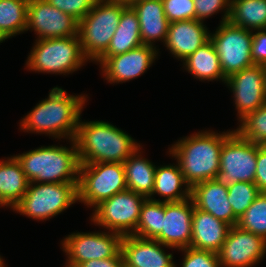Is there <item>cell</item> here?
I'll return each mask as SVG.
<instances>
[{"label": "cell", "instance_id": "1", "mask_svg": "<svg viewBox=\"0 0 266 267\" xmlns=\"http://www.w3.org/2000/svg\"><path fill=\"white\" fill-rule=\"evenodd\" d=\"M85 101L84 95H68L62 88L54 87L47 99L39 101L21 120L20 128L24 132L47 134L58 139H74Z\"/></svg>", "mask_w": 266, "mask_h": 267}, {"label": "cell", "instance_id": "2", "mask_svg": "<svg viewBox=\"0 0 266 267\" xmlns=\"http://www.w3.org/2000/svg\"><path fill=\"white\" fill-rule=\"evenodd\" d=\"M74 140L81 164L124 163L140 148L130 135L105 121L79 120Z\"/></svg>", "mask_w": 266, "mask_h": 267}, {"label": "cell", "instance_id": "3", "mask_svg": "<svg viewBox=\"0 0 266 267\" xmlns=\"http://www.w3.org/2000/svg\"><path fill=\"white\" fill-rule=\"evenodd\" d=\"M199 131L178 140L169 154L176 158L185 181L190 187L196 183L214 179L220 169V152L223 141L231 133Z\"/></svg>", "mask_w": 266, "mask_h": 267}, {"label": "cell", "instance_id": "4", "mask_svg": "<svg viewBox=\"0 0 266 267\" xmlns=\"http://www.w3.org/2000/svg\"><path fill=\"white\" fill-rule=\"evenodd\" d=\"M70 141L71 148L61 145L41 146L14 157L20 163L29 182H79L81 163L75 140Z\"/></svg>", "mask_w": 266, "mask_h": 267}, {"label": "cell", "instance_id": "5", "mask_svg": "<svg viewBox=\"0 0 266 267\" xmlns=\"http://www.w3.org/2000/svg\"><path fill=\"white\" fill-rule=\"evenodd\" d=\"M26 66L30 71L69 74L89 61L83 54L78 35L36 39L29 53Z\"/></svg>", "mask_w": 266, "mask_h": 267}, {"label": "cell", "instance_id": "6", "mask_svg": "<svg viewBox=\"0 0 266 267\" xmlns=\"http://www.w3.org/2000/svg\"><path fill=\"white\" fill-rule=\"evenodd\" d=\"M126 6L97 0L89 13L78 22V36L87 59L96 62L107 51Z\"/></svg>", "mask_w": 266, "mask_h": 267}, {"label": "cell", "instance_id": "7", "mask_svg": "<svg viewBox=\"0 0 266 267\" xmlns=\"http://www.w3.org/2000/svg\"><path fill=\"white\" fill-rule=\"evenodd\" d=\"M78 183L29 182L25 195L13 210L37 221L47 220L78 201Z\"/></svg>", "mask_w": 266, "mask_h": 267}, {"label": "cell", "instance_id": "8", "mask_svg": "<svg viewBox=\"0 0 266 267\" xmlns=\"http://www.w3.org/2000/svg\"><path fill=\"white\" fill-rule=\"evenodd\" d=\"M128 189L123 163H88L80 165L78 202L94 208L102 201Z\"/></svg>", "mask_w": 266, "mask_h": 267}, {"label": "cell", "instance_id": "9", "mask_svg": "<svg viewBox=\"0 0 266 267\" xmlns=\"http://www.w3.org/2000/svg\"><path fill=\"white\" fill-rule=\"evenodd\" d=\"M257 151L258 144L232 131L223 141L220 169L214 180L227 187L235 182L255 183Z\"/></svg>", "mask_w": 266, "mask_h": 267}, {"label": "cell", "instance_id": "10", "mask_svg": "<svg viewBox=\"0 0 266 267\" xmlns=\"http://www.w3.org/2000/svg\"><path fill=\"white\" fill-rule=\"evenodd\" d=\"M146 199L141 194L126 189L97 205L91 221L110 232L120 233L123 236L132 235Z\"/></svg>", "mask_w": 266, "mask_h": 267}, {"label": "cell", "instance_id": "11", "mask_svg": "<svg viewBox=\"0 0 266 267\" xmlns=\"http://www.w3.org/2000/svg\"><path fill=\"white\" fill-rule=\"evenodd\" d=\"M210 40L226 78L254 65L251 58V30L237 27L227 21L221 23L215 33H210Z\"/></svg>", "mask_w": 266, "mask_h": 267}, {"label": "cell", "instance_id": "12", "mask_svg": "<svg viewBox=\"0 0 266 267\" xmlns=\"http://www.w3.org/2000/svg\"><path fill=\"white\" fill-rule=\"evenodd\" d=\"M123 235L110 232L72 233L62 242L68 261L81 264L93 259L115 257L121 251Z\"/></svg>", "mask_w": 266, "mask_h": 267}, {"label": "cell", "instance_id": "13", "mask_svg": "<svg viewBox=\"0 0 266 267\" xmlns=\"http://www.w3.org/2000/svg\"><path fill=\"white\" fill-rule=\"evenodd\" d=\"M34 30L37 39L78 35V21L46 0H29L26 30Z\"/></svg>", "mask_w": 266, "mask_h": 267}, {"label": "cell", "instance_id": "14", "mask_svg": "<svg viewBox=\"0 0 266 267\" xmlns=\"http://www.w3.org/2000/svg\"><path fill=\"white\" fill-rule=\"evenodd\" d=\"M266 254V240L254 233L232 226L218 252L221 267H252Z\"/></svg>", "mask_w": 266, "mask_h": 267}, {"label": "cell", "instance_id": "15", "mask_svg": "<svg viewBox=\"0 0 266 267\" xmlns=\"http://www.w3.org/2000/svg\"><path fill=\"white\" fill-rule=\"evenodd\" d=\"M233 92L239 121L266 103V81L262 65H253L230 75L226 82Z\"/></svg>", "mask_w": 266, "mask_h": 267}, {"label": "cell", "instance_id": "16", "mask_svg": "<svg viewBox=\"0 0 266 267\" xmlns=\"http://www.w3.org/2000/svg\"><path fill=\"white\" fill-rule=\"evenodd\" d=\"M193 212L191 197L179 202H164L162 231L155 240L178 250L190 247Z\"/></svg>", "mask_w": 266, "mask_h": 267}, {"label": "cell", "instance_id": "17", "mask_svg": "<svg viewBox=\"0 0 266 267\" xmlns=\"http://www.w3.org/2000/svg\"><path fill=\"white\" fill-rule=\"evenodd\" d=\"M156 47L142 45L128 52L108 57L100 66L108 82L120 83L141 76L158 55Z\"/></svg>", "mask_w": 266, "mask_h": 267}, {"label": "cell", "instance_id": "18", "mask_svg": "<svg viewBox=\"0 0 266 267\" xmlns=\"http://www.w3.org/2000/svg\"><path fill=\"white\" fill-rule=\"evenodd\" d=\"M162 247L172 248L154 239L125 235L121 242L124 267H176L172 253Z\"/></svg>", "mask_w": 266, "mask_h": 267}, {"label": "cell", "instance_id": "19", "mask_svg": "<svg viewBox=\"0 0 266 267\" xmlns=\"http://www.w3.org/2000/svg\"><path fill=\"white\" fill-rule=\"evenodd\" d=\"M209 39L210 33L202 21L181 20L169 24L164 45L174 57L184 61Z\"/></svg>", "mask_w": 266, "mask_h": 267}, {"label": "cell", "instance_id": "20", "mask_svg": "<svg viewBox=\"0 0 266 267\" xmlns=\"http://www.w3.org/2000/svg\"><path fill=\"white\" fill-rule=\"evenodd\" d=\"M191 199L194 206L212 214L231 227L236 226L238 219L234 216L232 206L228 201V187L214 179L196 183L191 187Z\"/></svg>", "mask_w": 266, "mask_h": 267}, {"label": "cell", "instance_id": "21", "mask_svg": "<svg viewBox=\"0 0 266 267\" xmlns=\"http://www.w3.org/2000/svg\"><path fill=\"white\" fill-rule=\"evenodd\" d=\"M230 227L224 221L194 206L190 247L218 253Z\"/></svg>", "mask_w": 266, "mask_h": 267}, {"label": "cell", "instance_id": "22", "mask_svg": "<svg viewBox=\"0 0 266 267\" xmlns=\"http://www.w3.org/2000/svg\"><path fill=\"white\" fill-rule=\"evenodd\" d=\"M130 6L138 16L143 45L155 47L156 40L165 43L170 22L164 13L163 1L135 0Z\"/></svg>", "mask_w": 266, "mask_h": 267}, {"label": "cell", "instance_id": "23", "mask_svg": "<svg viewBox=\"0 0 266 267\" xmlns=\"http://www.w3.org/2000/svg\"><path fill=\"white\" fill-rule=\"evenodd\" d=\"M142 45L138 16L133 8L127 5L122 10L120 22L107 51L96 62L101 65L108 57L128 52Z\"/></svg>", "mask_w": 266, "mask_h": 267}, {"label": "cell", "instance_id": "24", "mask_svg": "<svg viewBox=\"0 0 266 267\" xmlns=\"http://www.w3.org/2000/svg\"><path fill=\"white\" fill-rule=\"evenodd\" d=\"M20 163L13 156L0 160V206L13 208L20 202L28 188Z\"/></svg>", "mask_w": 266, "mask_h": 267}, {"label": "cell", "instance_id": "25", "mask_svg": "<svg viewBox=\"0 0 266 267\" xmlns=\"http://www.w3.org/2000/svg\"><path fill=\"white\" fill-rule=\"evenodd\" d=\"M155 194L165 197L164 202H179L191 197V187L185 181L178 162L156 167L154 189L148 199L153 200Z\"/></svg>", "mask_w": 266, "mask_h": 267}, {"label": "cell", "instance_id": "26", "mask_svg": "<svg viewBox=\"0 0 266 267\" xmlns=\"http://www.w3.org/2000/svg\"><path fill=\"white\" fill-rule=\"evenodd\" d=\"M138 148L123 163L127 188L149 198L154 189L156 166L142 158Z\"/></svg>", "mask_w": 266, "mask_h": 267}, {"label": "cell", "instance_id": "27", "mask_svg": "<svg viewBox=\"0 0 266 267\" xmlns=\"http://www.w3.org/2000/svg\"><path fill=\"white\" fill-rule=\"evenodd\" d=\"M182 62L185 70L187 69L186 71L199 80L221 79L224 83L227 80L222 72L218 54L210 39Z\"/></svg>", "mask_w": 266, "mask_h": 267}, {"label": "cell", "instance_id": "28", "mask_svg": "<svg viewBox=\"0 0 266 267\" xmlns=\"http://www.w3.org/2000/svg\"><path fill=\"white\" fill-rule=\"evenodd\" d=\"M228 22L251 31L266 29V0H231Z\"/></svg>", "mask_w": 266, "mask_h": 267}, {"label": "cell", "instance_id": "29", "mask_svg": "<svg viewBox=\"0 0 266 267\" xmlns=\"http://www.w3.org/2000/svg\"><path fill=\"white\" fill-rule=\"evenodd\" d=\"M29 0H0V32L8 38L25 32Z\"/></svg>", "mask_w": 266, "mask_h": 267}, {"label": "cell", "instance_id": "30", "mask_svg": "<svg viewBox=\"0 0 266 267\" xmlns=\"http://www.w3.org/2000/svg\"><path fill=\"white\" fill-rule=\"evenodd\" d=\"M164 201L146 199L141 207L134 236L144 239H156L162 231Z\"/></svg>", "mask_w": 266, "mask_h": 267}, {"label": "cell", "instance_id": "31", "mask_svg": "<svg viewBox=\"0 0 266 267\" xmlns=\"http://www.w3.org/2000/svg\"><path fill=\"white\" fill-rule=\"evenodd\" d=\"M237 226L266 240V192H261L238 219Z\"/></svg>", "mask_w": 266, "mask_h": 267}, {"label": "cell", "instance_id": "32", "mask_svg": "<svg viewBox=\"0 0 266 267\" xmlns=\"http://www.w3.org/2000/svg\"><path fill=\"white\" fill-rule=\"evenodd\" d=\"M236 131L245 139L266 145V103L240 120Z\"/></svg>", "mask_w": 266, "mask_h": 267}, {"label": "cell", "instance_id": "33", "mask_svg": "<svg viewBox=\"0 0 266 267\" xmlns=\"http://www.w3.org/2000/svg\"><path fill=\"white\" fill-rule=\"evenodd\" d=\"M260 193L257 185L251 182H235L228 186V201L234 216L239 219Z\"/></svg>", "mask_w": 266, "mask_h": 267}, {"label": "cell", "instance_id": "34", "mask_svg": "<svg viewBox=\"0 0 266 267\" xmlns=\"http://www.w3.org/2000/svg\"><path fill=\"white\" fill-rule=\"evenodd\" d=\"M179 250L184 252L182 267H221L218 253L192 247Z\"/></svg>", "mask_w": 266, "mask_h": 267}, {"label": "cell", "instance_id": "35", "mask_svg": "<svg viewBox=\"0 0 266 267\" xmlns=\"http://www.w3.org/2000/svg\"><path fill=\"white\" fill-rule=\"evenodd\" d=\"M164 13L167 20L171 22L195 19V8L193 0H162Z\"/></svg>", "mask_w": 266, "mask_h": 267}, {"label": "cell", "instance_id": "36", "mask_svg": "<svg viewBox=\"0 0 266 267\" xmlns=\"http://www.w3.org/2000/svg\"><path fill=\"white\" fill-rule=\"evenodd\" d=\"M195 8V19L204 22L205 18H208L220 10H224L222 21L224 23L228 21L230 15L231 0H193Z\"/></svg>", "mask_w": 266, "mask_h": 267}, {"label": "cell", "instance_id": "37", "mask_svg": "<svg viewBox=\"0 0 266 267\" xmlns=\"http://www.w3.org/2000/svg\"><path fill=\"white\" fill-rule=\"evenodd\" d=\"M49 4L71 15L78 22L92 9L97 0H46Z\"/></svg>", "mask_w": 266, "mask_h": 267}, {"label": "cell", "instance_id": "38", "mask_svg": "<svg viewBox=\"0 0 266 267\" xmlns=\"http://www.w3.org/2000/svg\"><path fill=\"white\" fill-rule=\"evenodd\" d=\"M257 31V32H256ZM252 32L251 58L254 65H266V29Z\"/></svg>", "mask_w": 266, "mask_h": 267}, {"label": "cell", "instance_id": "39", "mask_svg": "<svg viewBox=\"0 0 266 267\" xmlns=\"http://www.w3.org/2000/svg\"><path fill=\"white\" fill-rule=\"evenodd\" d=\"M255 184L260 192H266V145H258Z\"/></svg>", "mask_w": 266, "mask_h": 267}, {"label": "cell", "instance_id": "40", "mask_svg": "<svg viewBox=\"0 0 266 267\" xmlns=\"http://www.w3.org/2000/svg\"><path fill=\"white\" fill-rule=\"evenodd\" d=\"M82 267H124L123 255L120 251L115 257L93 259L80 264Z\"/></svg>", "mask_w": 266, "mask_h": 267}, {"label": "cell", "instance_id": "41", "mask_svg": "<svg viewBox=\"0 0 266 267\" xmlns=\"http://www.w3.org/2000/svg\"><path fill=\"white\" fill-rule=\"evenodd\" d=\"M104 2L122 3L125 5H131L135 0H101Z\"/></svg>", "mask_w": 266, "mask_h": 267}, {"label": "cell", "instance_id": "42", "mask_svg": "<svg viewBox=\"0 0 266 267\" xmlns=\"http://www.w3.org/2000/svg\"><path fill=\"white\" fill-rule=\"evenodd\" d=\"M66 267H82L80 264H76L67 260Z\"/></svg>", "mask_w": 266, "mask_h": 267}, {"label": "cell", "instance_id": "43", "mask_svg": "<svg viewBox=\"0 0 266 267\" xmlns=\"http://www.w3.org/2000/svg\"><path fill=\"white\" fill-rule=\"evenodd\" d=\"M7 40L6 37L0 32V43Z\"/></svg>", "mask_w": 266, "mask_h": 267}, {"label": "cell", "instance_id": "44", "mask_svg": "<svg viewBox=\"0 0 266 267\" xmlns=\"http://www.w3.org/2000/svg\"><path fill=\"white\" fill-rule=\"evenodd\" d=\"M3 259L1 258V255H0V267H4L5 266V263H3Z\"/></svg>", "mask_w": 266, "mask_h": 267}, {"label": "cell", "instance_id": "45", "mask_svg": "<svg viewBox=\"0 0 266 267\" xmlns=\"http://www.w3.org/2000/svg\"><path fill=\"white\" fill-rule=\"evenodd\" d=\"M263 67H264V72H265V81H266V65H264Z\"/></svg>", "mask_w": 266, "mask_h": 267}]
</instances>
